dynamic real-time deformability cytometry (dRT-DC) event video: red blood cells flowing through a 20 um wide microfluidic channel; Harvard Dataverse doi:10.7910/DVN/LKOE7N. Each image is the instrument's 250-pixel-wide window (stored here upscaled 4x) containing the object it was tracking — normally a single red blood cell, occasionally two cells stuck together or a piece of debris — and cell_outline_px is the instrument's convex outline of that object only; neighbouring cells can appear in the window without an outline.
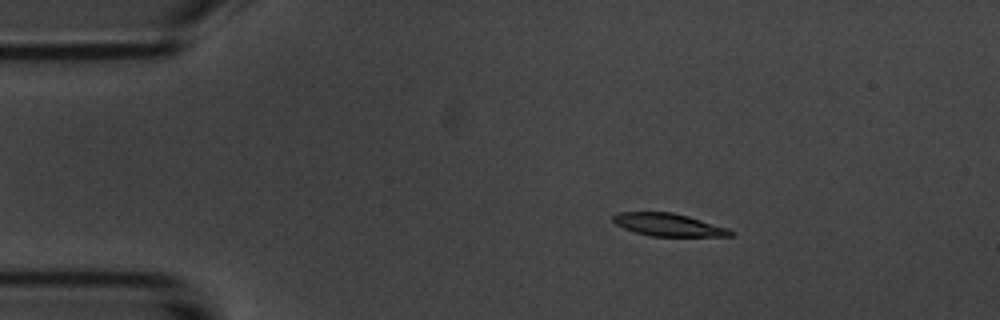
{"species": "common noctule bat (a hibernating species)", "species_latin": "Nyctalus noctula", "temperature_condition": "room temperature", "stored_images_in_passage": 5, "camera_frame_rate_fps": 3000, "um_per_image_px": 0.085, "animal": {"sex": "male", "body_mass_g": 20.1, "forearm_length_mm": 53.5}, "frame": {"image": 1, "passage_image": 2, "time_ms": 1.333, "image_size_px": [1000, 320], "cell_outline_px": [[736, 232], [732, 236], [652, 236], [636, 232], [624, 228], [616, 224], [612, 220], [612, 216], [616, 212], [672, 212], [688, 216], [728, 228]], "centroid_in_image_um": [56.82, 19.1], "position_along_channel_um": 28.2, "area_um2": 15.49}}
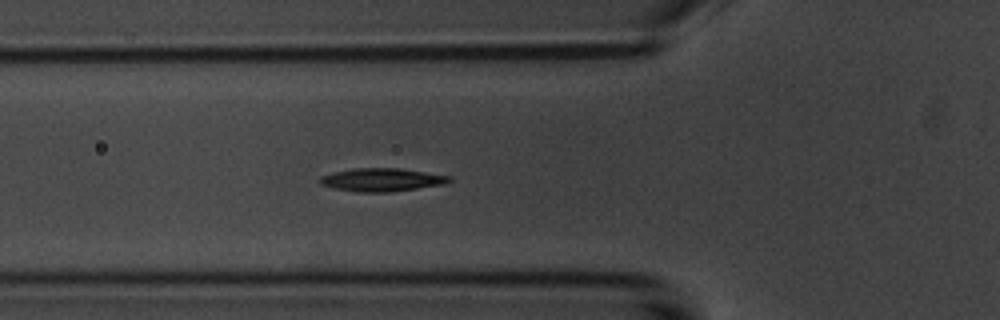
{"frame": {"image": 2, "passage_image": 5, "time_ms": 4.667, "image_size_px": [1000, 320], "cell_outline_px": [[452, 180], [444, 184], [392, 192], [360, 192], [336, 188], [320, 184], [320, 176], [332, 172], [352, 168], [400, 168], [452, 176]], "centroid_in_image_um": [32.47, 15.27], "position_along_channel_um": 93.3, "area_um2": 17.46}}